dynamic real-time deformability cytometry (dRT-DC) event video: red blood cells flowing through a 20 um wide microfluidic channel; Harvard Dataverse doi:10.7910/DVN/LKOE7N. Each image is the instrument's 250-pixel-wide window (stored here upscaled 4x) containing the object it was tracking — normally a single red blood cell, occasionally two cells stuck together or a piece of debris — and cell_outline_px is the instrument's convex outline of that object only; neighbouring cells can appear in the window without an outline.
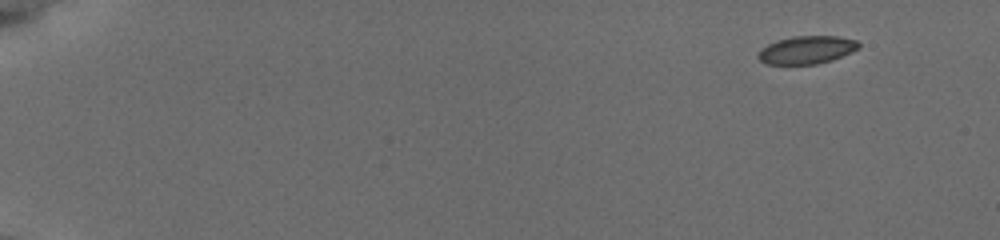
{"species": "common noctule bat (a hibernating species)", "species_latin": "Nyctalus noctula", "temperature_condition": "cold", "stored_images_in_passage": 52, "camera_frame_rate_fps": 3000, "um_per_image_px": 0.085, "animal": {"sex": "female", "body_mass_g": 19.5, "forearm_length_mm": 54.1}, "frame": {"image": 1, "passage_image": 1, "time_ms": 0.0, "image_size_px": [1000, 240], "cell_outline_px": [[860, 48], [852, 52], [832, 60], [816, 64], [764, 64], [756, 56], [768, 44], [776, 40], [792, 36], [836, 36], [856, 40], [860, 44]], "centroid_in_image_um": [68.59, 4.24], "position_along_channel_um": 16.4, "area_um2": 16.36}}
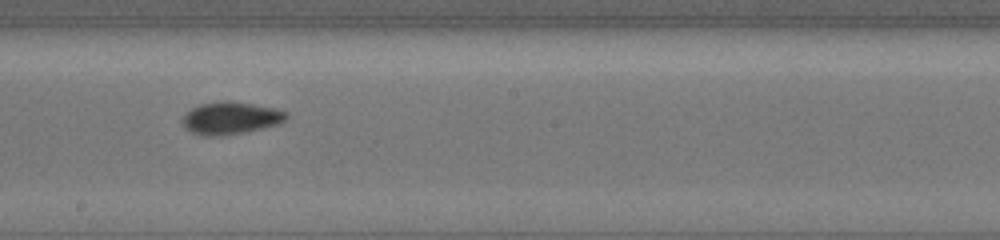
{"frame": {"image": 2, "passage_image": 30, "time_ms": 9.667, "image_size_px": [1000, 240], "cell_outline_px": [[288, 116], [284, 120], [276, 124], [244, 132], [220, 136], [204, 136], [192, 132], [180, 120], [184, 112], [200, 104], [224, 100], [228, 100], [276, 108], [288, 112]], "centroid_in_image_um": [19.57, 10.02], "position_along_channel_um": 228.6, "area_um2": 19.54}}
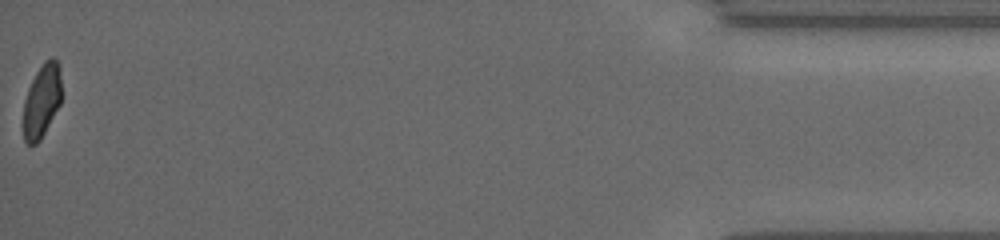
{"frame": {"image": 3, "passage_image": 52, "time_ms": 17.0, "image_size_px": [1000, 240], "cell_outline_px": [[60, 104], [40, 140], [36, 144], [28, 144], [24, 140], [24, 100], [28, 88], [36, 72], [44, 60], [52, 56], [56, 60], [60, 68]], "centroid_in_image_um": [3.55, 8.54], "position_along_channel_um": 431.7, "area_um2": 16.13}, "authors_computed_cell_mechanics": {"area_um2": 17.5712, "velocity_mm_per_s": 3.8378, "shape_relaxation_time_tau1_ms": 5.7593, "shape_relaxation_time_tau2_ms": 2.2729, "deformation_change_tau1": 0.0993, "deformation_change_tau2": 0.0585}}